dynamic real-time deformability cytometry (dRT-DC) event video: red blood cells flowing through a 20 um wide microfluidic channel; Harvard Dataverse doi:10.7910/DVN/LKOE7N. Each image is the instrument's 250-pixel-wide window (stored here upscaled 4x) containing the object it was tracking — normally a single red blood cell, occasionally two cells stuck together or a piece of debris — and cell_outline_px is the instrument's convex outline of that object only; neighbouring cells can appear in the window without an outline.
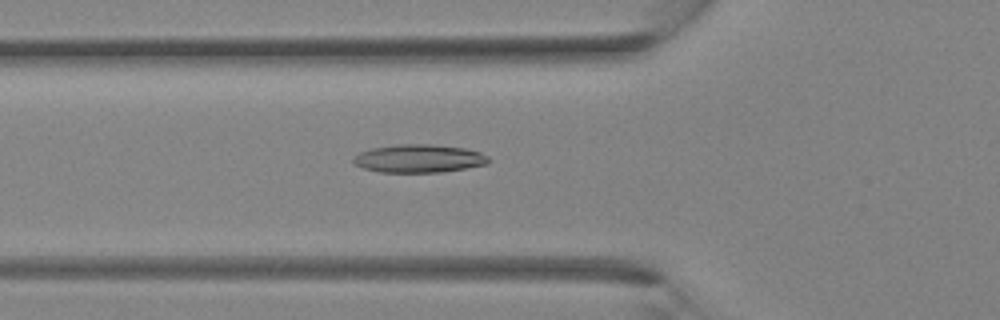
{"species": "Egyptian fruit bat (a non-hibernating species)", "species_latin": "Rousettus aegyptiacus", "temperature_condition": "room temperature", "stored_images_in_passage": 28, "camera_frame_rate_fps": 3000, "um_per_image_px": 0.085, "animal": {"sex": "female"}, "frame": {"image": 1, "passage_image": 4, "time_ms": 1.0, "image_size_px": [1000, 320], "cell_outline_px": [[492, 160], [488, 164], [440, 172], [380, 172], [364, 168], [352, 164], [352, 156], [360, 152], [372, 148], [400, 144], [428, 144], [464, 148], [480, 152], [488, 156]], "centroid_in_image_um": [35.59, 13.47], "position_along_channel_um": 90.2, "area_um2": 22.2}}
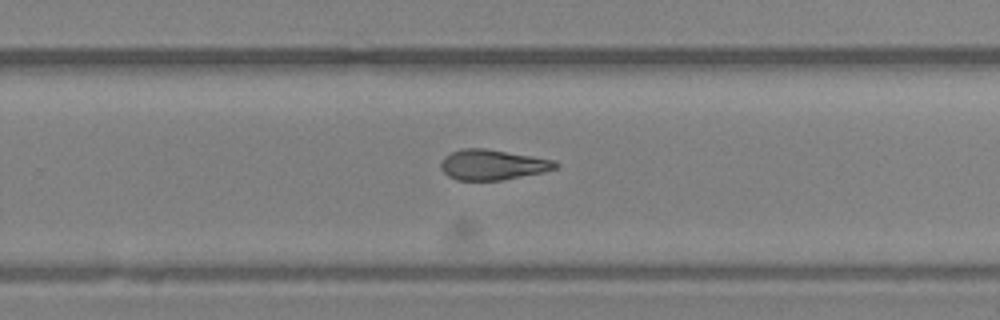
{"frame": {"image": 2, "passage_image": 15, "time_ms": 4.667, "image_size_px": [1000, 320], "cell_outline_px": [[560, 164], [556, 168], [544, 172], [504, 180], [456, 180], [448, 176], [440, 168], [440, 164], [444, 156], [460, 148], [484, 148], [556, 160]], "centroid_in_image_um": [41.87, 14.0], "position_along_channel_um": 287.9, "area_um2": 20.4}}
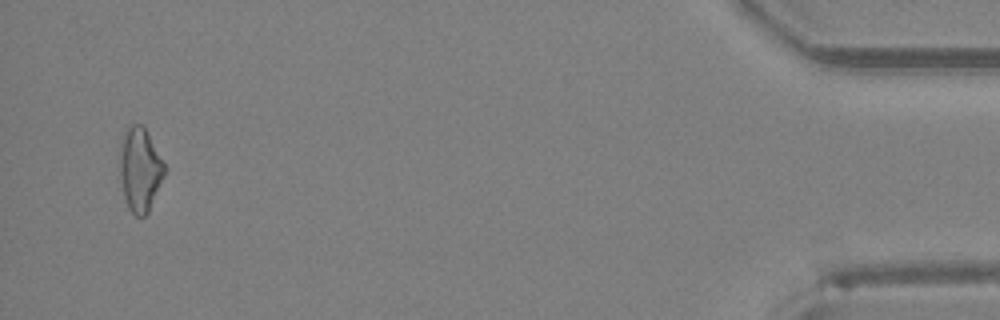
{"frame": {"image": 3, "passage_image": 27, "time_ms": 8.667, "image_size_px": [1000, 320], "cell_outline_px": [[168, 168], [148, 212], [144, 216], [136, 216], [128, 208], [124, 196], [120, 176], [120, 144], [124, 132], [132, 124], [140, 124], [144, 128]], "centroid_in_image_um": [11.91, 14.42], "position_along_channel_um": 423.3, "area_um2": 21.73}}